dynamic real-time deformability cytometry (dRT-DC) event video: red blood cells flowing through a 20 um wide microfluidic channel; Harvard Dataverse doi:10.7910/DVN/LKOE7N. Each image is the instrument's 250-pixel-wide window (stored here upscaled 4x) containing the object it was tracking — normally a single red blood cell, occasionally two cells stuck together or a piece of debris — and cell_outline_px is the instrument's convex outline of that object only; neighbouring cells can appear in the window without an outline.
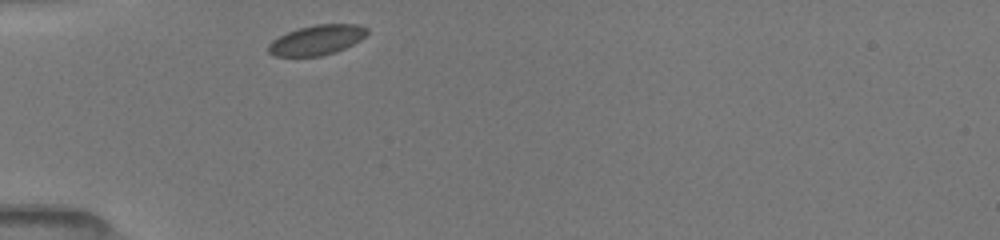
{"species": "common noctule bat (a hibernating species)", "species_latin": "Nyctalus noctula", "temperature_condition": "room temperature", "stored_images_in_passage": 28, "camera_frame_rate_fps": 3000, "um_per_image_px": 0.085, "animal": {"sex": "female", "body_mass_g": 19.5, "forearm_length_mm": 54.1}, "frame": {"image": 1, "passage_image": 1, "time_ms": 0.0, "image_size_px": [1000, 240], "cell_outline_px": [[368, 32], [360, 40], [344, 48], [320, 56], [276, 56], [268, 52], [268, 44], [272, 40], [288, 32], [300, 28], [316, 24], [360, 24], [368, 28]], "centroid_in_image_um": [26.93, 3.39], "position_along_channel_um": 58.1, "area_um2": 16.99}}
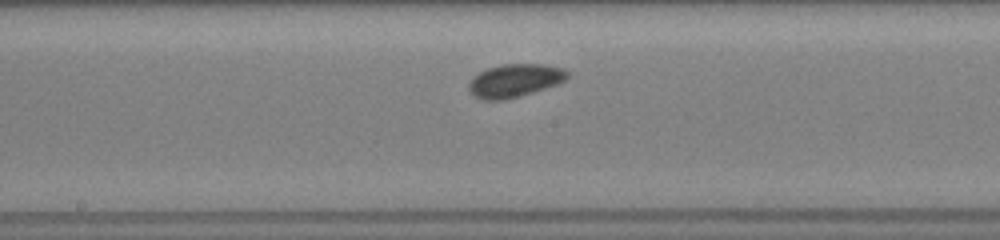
{"frame": {"image": 2, "passage_image": 16, "time_ms": 4.0, "image_size_px": [1000, 240], "cell_outline_px": [[568, 76], [564, 80], [556, 84], [520, 96], [504, 100], [484, 100], [476, 96], [468, 88], [468, 84], [472, 76], [488, 68], [500, 64], [544, 64], [560, 68], [568, 72]], "centroid_in_image_um": [43.71, 6.84], "position_along_channel_um": 204.5, "area_um2": 18.79}}
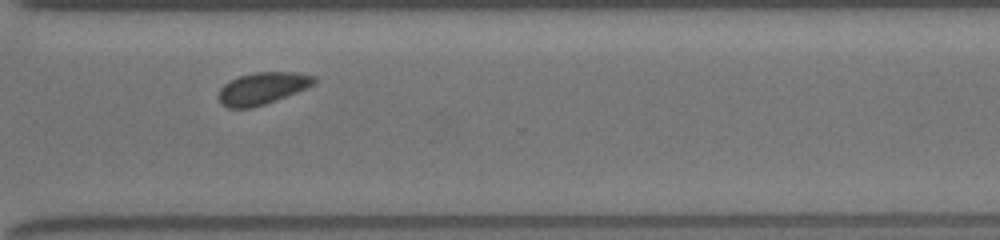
{"frame": {"image": 3, "passage_image": 27, "time_ms": 7.667, "image_size_px": [1000, 240], "cell_outline_px": [[316, 84], [276, 100], [252, 108], [228, 108], [220, 104], [220, 88], [224, 84], [240, 76], [256, 72], [296, 72], [316, 76]], "centroid_in_image_um": [22.33, 7.51], "position_along_channel_um": 348.3, "area_um2": 17.69}}